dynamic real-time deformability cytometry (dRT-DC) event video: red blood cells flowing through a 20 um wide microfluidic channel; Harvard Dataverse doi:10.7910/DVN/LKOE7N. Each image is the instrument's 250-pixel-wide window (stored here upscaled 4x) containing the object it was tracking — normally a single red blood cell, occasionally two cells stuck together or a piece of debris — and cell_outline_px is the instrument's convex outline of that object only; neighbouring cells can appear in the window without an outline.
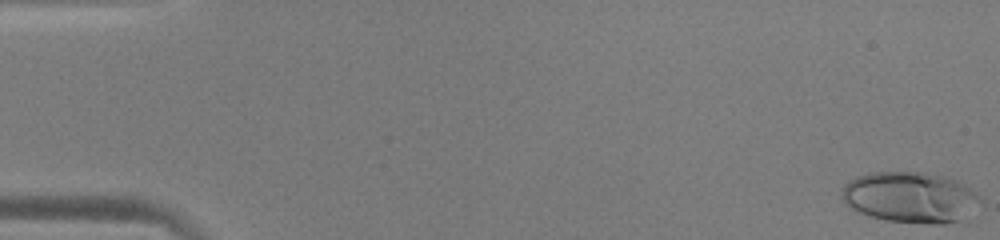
{"species": "human", "species_latin": "Homo sapiens", "temperature_condition": "warm", "stored_images_in_passage": 53, "camera_frame_rate_fps": 3000, "um_per_image_px": 0.085, "donor": {"sex": "male"}, "frame": {"image": 1, "passage_image": 1, "time_ms": 0.0, "image_size_px": [1000, 240], "cell_outline_px": [[980, 200], [964, 220], [944, 224], [936, 224], [888, 220], [872, 216], [860, 212], [852, 208], [844, 200], [844, 184], [848, 180], [856, 176], [872, 172], [920, 172], [948, 176], [956, 180], [976, 192]], "centroid_in_image_um": [77.4, 16.75], "position_along_channel_um": 7.6, "area_um2": 40.63}}
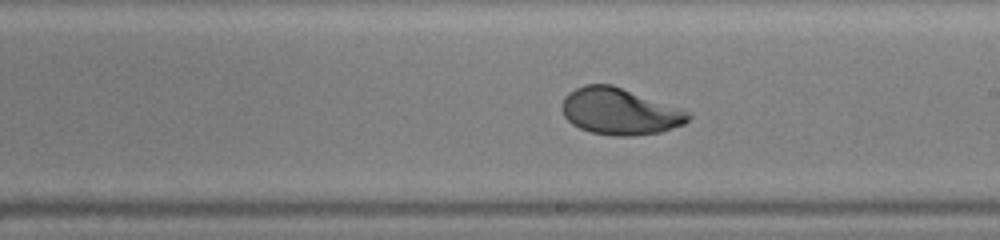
{"frame": {"image": 2, "passage_image": 31, "time_ms": 10.0, "image_size_px": [1000, 240], "cell_outline_px": [[692, 116], [684, 124], [660, 132], [632, 136], [612, 136], [592, 132], [580, 128], [572, 124], [564, 116], [560, 108], [564, 96], [568, 92], [584, 84], [612, 84], [680, 108]], "centroid_in_image_um": [52.63, 9.47], "position_along_channel_um": 236.4, "area_um2": 34.28}}
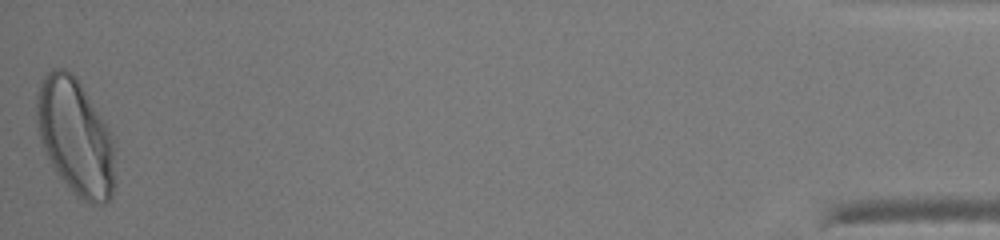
{"frame": {"image": 3, "passage_image": 53, "time_ms": 17.333, "image_size_px": [1000, 240], "cell_outline_px": [[116, 184], [112, 196], [104, 204], [92, 204], [76, 196], [72, 192], [56, 172], [44, 148], [36, 128], [36, 92], [44, 76], [52, 68], [64, 68], [72, 72], [76, 76], [108, 128], [112, 136], [116, 180]], "centroid_in_image_um": [6.41, 11.64], "position_along_channel_um": 428.8, "area_um2": 53.29}, "authors_computed_cell_mechanics": {"area_um2": 36.0672, "velocity_mm_per_s": 3.9149, "shape_relaxation_time_tau1_ms": 3.3359, "shape_relaxation_time_tau2_ms": 2.4853, "deformation_change_tau1": 0.1946, "deformation_change_tau2": 0.045}}